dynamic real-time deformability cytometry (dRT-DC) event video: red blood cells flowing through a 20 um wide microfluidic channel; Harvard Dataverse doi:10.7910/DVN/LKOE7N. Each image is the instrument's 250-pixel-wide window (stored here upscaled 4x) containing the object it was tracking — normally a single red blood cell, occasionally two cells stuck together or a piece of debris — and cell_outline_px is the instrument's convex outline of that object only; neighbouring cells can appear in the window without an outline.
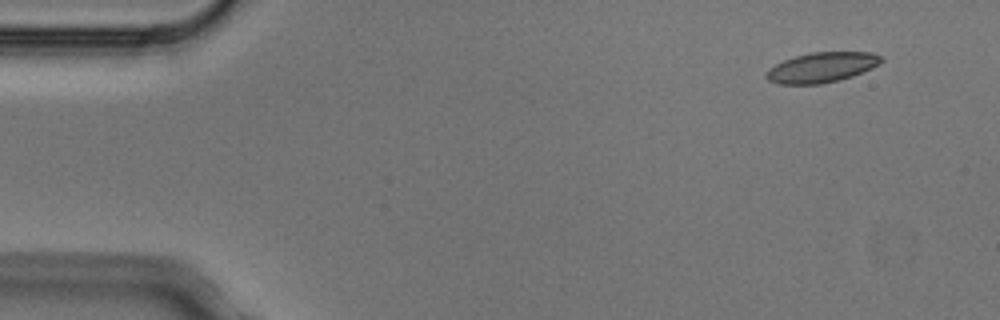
{"species": "Egyptian fruit bat (a non-hibernating species)", "species_latin": "Rousettus aegyptiacus", "temperature_condition": "cold", "stored_images_in_passage": 4, "camera_frame_rate_fps": 3000, "um_per_image_px": 0.085, "animal": {"sex": "male"}, "frame": {"image": 1, "passage_image": 1, "time_ms": 0.0, "image_size_px": [1000, 320], "cell_outline_px": [[884, 60], [880, 64], [872, 68], [852, 76], [840, 80], [820, 84], [780, 84], [768, 80], [764, 76], [764, 72], [768, 68], [784, 60], [796, 56], [812, 52], [872, 52], [884, 56]], "centroid_in_image_um": [69.86, 5.72], "position_along_channel_um": 15.1, "area_um2": 20.35}}
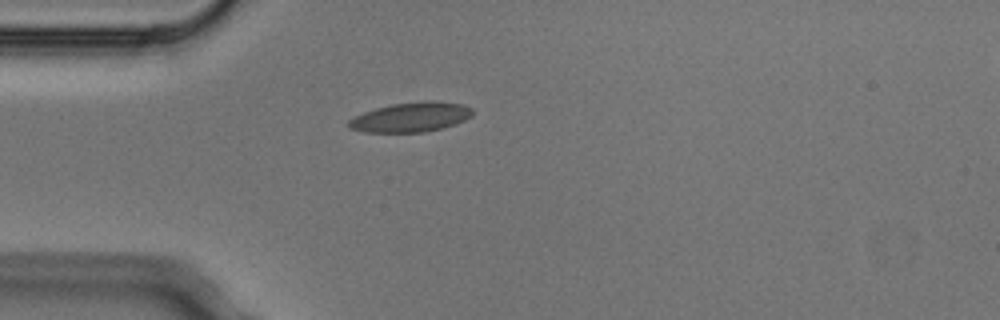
{"frame": {"image": 2, "passage_image": 3, "time_ms": 0.667, "image_size_px": [1000, 320], "cell_outline_px": [[472, 116], [464, 120], [440, 128], [424, 132], [364, 132], [348, 128], [348, 120], [364, 112], [376, 108], [392, 104], [428, 100], [432, 100], [464, 104], [472, 108]], "centroid_in_image_um": [34.92, 9.95], "position_along_channel_um": 50.1, "area_um2": 21.27}}